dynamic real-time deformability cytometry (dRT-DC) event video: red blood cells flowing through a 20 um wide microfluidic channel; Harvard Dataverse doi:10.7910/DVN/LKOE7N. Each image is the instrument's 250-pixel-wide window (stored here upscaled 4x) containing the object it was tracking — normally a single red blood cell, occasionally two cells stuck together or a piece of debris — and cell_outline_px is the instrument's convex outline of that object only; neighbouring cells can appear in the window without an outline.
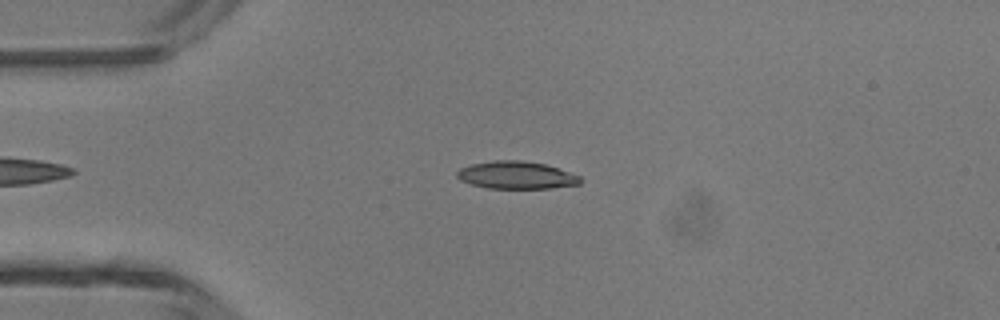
{"species": "common noctule bat (a hibernating species)", "species_latin": "Nyctalus noctula", "temperature_condition": "room temperature", "stored_images_in_passage": 41, "camera_frame_rate_fps": 3000, "um_per_image_px": 0.085, "animal": {"sex": "male", "body_mass_g": 13.3}, "frame": {"image": 1, "passage_image": 9, "time_ms": 2.667, "image_size_px": [1000, 320], "cell_outline_px": [[584, 180], [580, 184], [552, 188], [488, 188], [472, 184], [460, 180], [456, 176], [456, 172], [460, 168], [472, 164], [492, 160], [520, 160], [544, 164], [580, 176]], "centroid_in_image_um": [43.88, 14.89], "position_along_channel_um": 41.1, "area_um2": 19.71}}
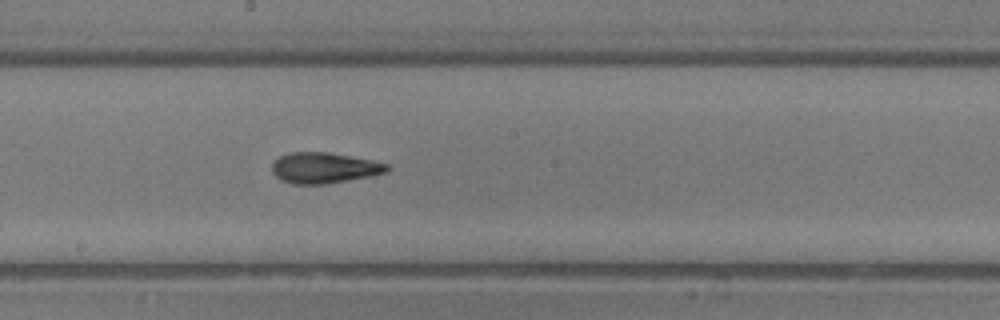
{"frame": {"image": 2, "passage_image": 23, "time_ms": 7.333, "image_size_px": [1000, 320], "cell_outline_px": [[392, 168], [384, 172], [372, 176], [324, 184], [292, 184], [280, 180], [272, 172], [272, 164], [280, 156], [288, 152], [328, 152], [372, 160], [388, 164]], "centroid_in_image_um": [27.54, 14.27], "position_along_channel_um": 220.7, "area_um2": 20.63}}
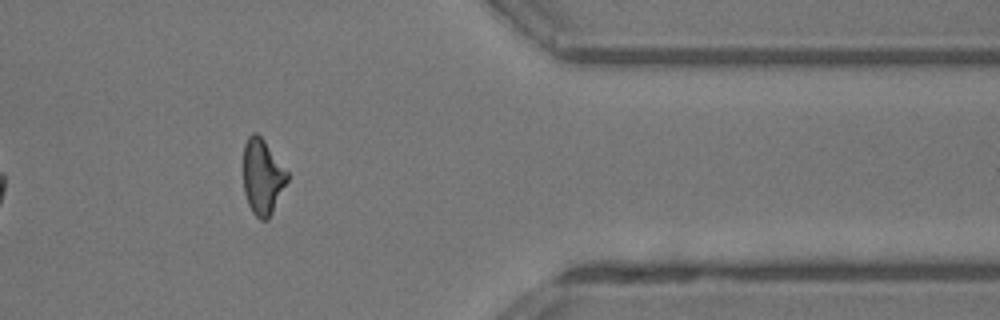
{"frame": {"image": 3, "passage_image": 36, "time_ms": 11.667, "image_size_px": [1000, 320], "cell_outline_px": [[288, 180], [268, 220], [260, 220], [252, 212], [248, 204], [244, 192], [244, 144], [248, 136], [252, 132], [256, 132], [264, 140], [288, 172]], "centroid_in_image_um": [22.3, 15.03], "position_along_channel_um": 389.1, "area_um2": 19.19}, "authors_computed_cell_mechanics": {"area_um2": 20.0566, "velocity_mm_per_s": 4.3869, "shape_relaxation_time_tau1_ms": 4.9806, "shape_relaxation_time_tau2_ms": 2.9915, "deformation_change_tau1": 0.1621, "deformation_change_tau2": 0.1361}}